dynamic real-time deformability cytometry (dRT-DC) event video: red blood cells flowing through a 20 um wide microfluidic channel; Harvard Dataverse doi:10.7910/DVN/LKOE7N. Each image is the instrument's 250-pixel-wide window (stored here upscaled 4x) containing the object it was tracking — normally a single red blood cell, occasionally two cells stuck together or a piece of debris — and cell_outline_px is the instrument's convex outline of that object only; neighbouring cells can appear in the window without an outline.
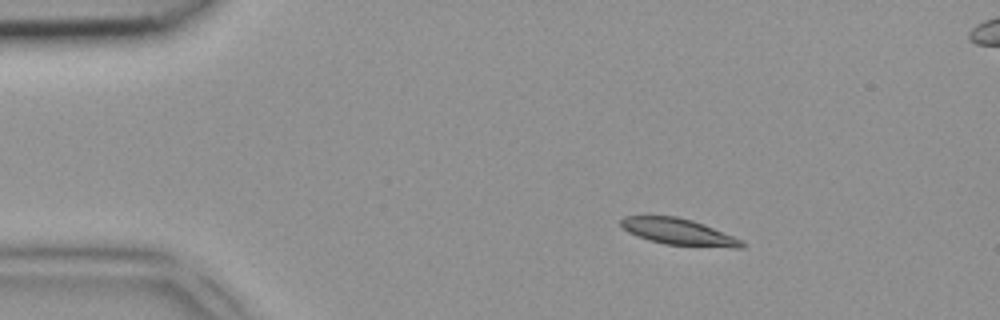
{"species": "common noctule bat (a hibernating species)", "species_latin": "Nyctalus noctula", "temperature_condition": "room temperature", "stored_images_in_passage": 5, "camera_frame_rate_fps": 3000, "um_per_image_px": 0.085, "animal": {"sex": "female", "body_mass_g": 18.4}, "frame": {"image": 1, "passage_image": 2, "time_ms": 0.333, "image_size_px": [1000, 320], "cell_outline_px": [[744, 248], [732, 248], [664, 244], [648, 240], [636, 236], [628, 232], [620, 224], [620, 220], [624, 216], [676, 216], [692, 220], [704, 224], [744, 240]], "centroid_in_image_um": [57.7, 19.71], "position_along_channel_um": 27.3, "area_um2": 18.73}}